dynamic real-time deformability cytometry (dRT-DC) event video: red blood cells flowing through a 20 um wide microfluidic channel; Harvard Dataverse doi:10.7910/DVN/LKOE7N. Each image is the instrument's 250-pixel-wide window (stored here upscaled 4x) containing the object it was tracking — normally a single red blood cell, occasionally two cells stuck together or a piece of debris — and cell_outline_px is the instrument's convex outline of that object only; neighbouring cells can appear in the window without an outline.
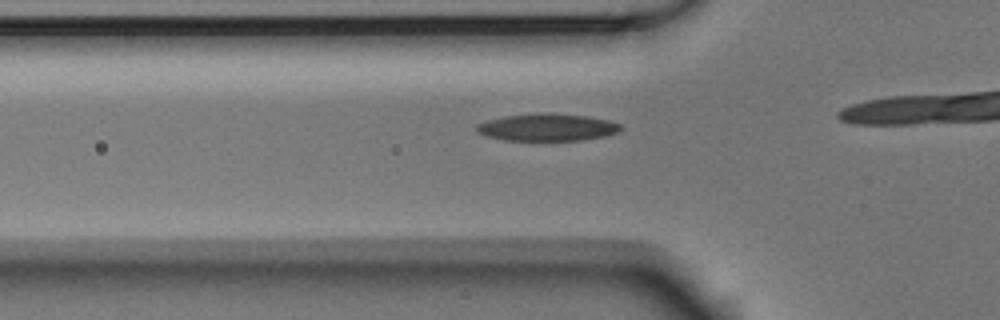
{"species": "Egyptian fruit bat (a non-hibernating species)", "species_latin": "Rousettus aegyptiacus", "temperature_condition": "room temperature", "stored_images_in_passage": 12, "camera_frame_rate_fps": 3000, "um_per_image_px": 0.085, "animal": {"sex": "male"}, "frame": {"image": 1, "passage_image": 7, "time_ms": 2.0, "image_size_px": [1000, 320], "cell_outline_px": [[620, 128], [616, 132], [604, 136], [580, 140], [504, 140], [488, 136], [476, 132], [476, 124], [488, 120], [504, 116], [548, 112], [552, 112], [584, 116], [608, 120], [620, 124]], "centroid_in_image_um": [46.47, 10.81], "position_along_channel_um": 79.3, "area_um2": 22.66}}
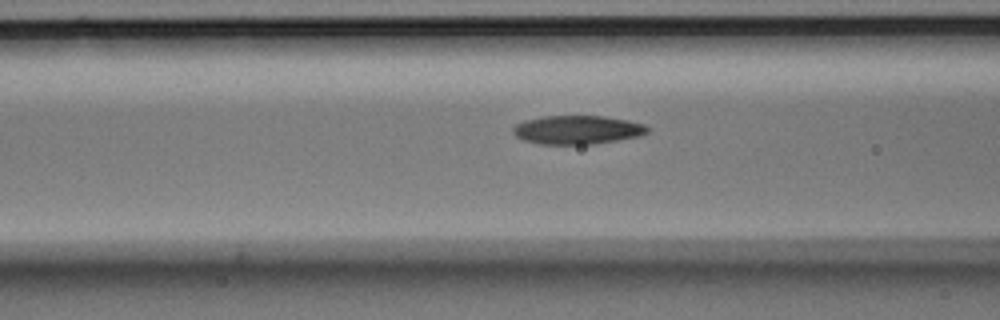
{"frame": {"image": 2, "passage_image": 10, "time_ms": 3.0, "image_size_px": [1000, 320], "cell_outline_px": [[648, 132], [640, 136], [592, 144], [540, 144], [524, 140], [516, 136], [512, 132], [512, 128], [516, 124], [524, 120], [544, 116], [604, 116], [628, 120], [644, 124], [648, 128]], "centroid_in_image_um": [49.06, 11.03], "position_along_channel_um": 117.5, "area_um2": 22.43}}